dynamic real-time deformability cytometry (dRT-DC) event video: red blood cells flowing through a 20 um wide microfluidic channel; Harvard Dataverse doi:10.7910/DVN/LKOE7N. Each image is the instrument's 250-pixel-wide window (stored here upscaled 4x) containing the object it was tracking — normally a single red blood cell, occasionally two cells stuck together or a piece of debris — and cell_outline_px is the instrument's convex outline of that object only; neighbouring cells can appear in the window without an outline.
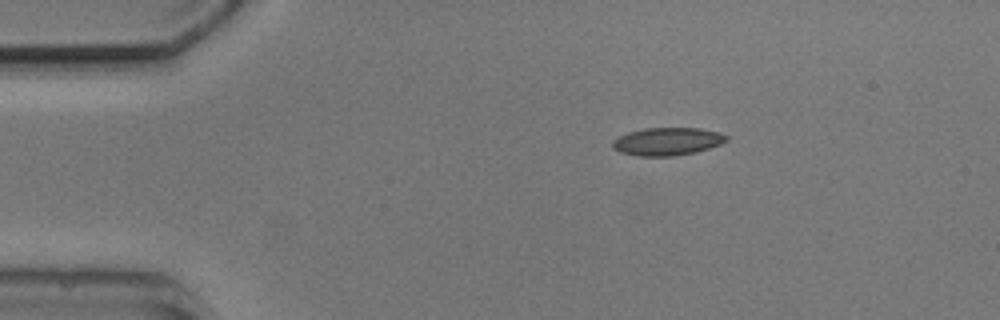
{"species": "common noctule bat (a hibernating species)", "species_latin": "Nyctalus noctula", "temperature_condition": "cold", "stored_images_in_passage": 4, "camera_frame_rate_fps": 3000, "um_per_image_px": 0.085, "animal": {"sex": "male", "body_mass_g": 20.5, "forearm_length_mm": 52.5}, "frame": {"image": 1, "passage_image": 1, "time_ms": 0.0, "image_size_px": [1000, 320], "cell_outline_px": [[728, 140], [720, 144], [696, 152], [676, 156], [640, 156], [620, 152], [612, 148], [612, 140], [628, 132], [644, 128], [700, 128], [716, 132], [728, 136]], "centroid_in_image_um": [56.7, 12.03], "position_along_channel_um": 28.3, "area_um2": 18.44}}
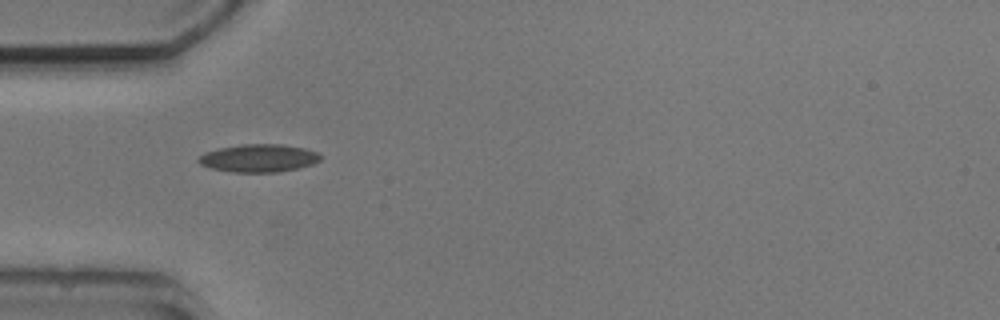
{"frame": {"image": 2, "passage_image": 3, "time_ms": 2.333, "image_size_px": [1000, 320], "cell_outline_px": [[324, 156], [320, 160], [312, 164], [300, 168], [280, 172], [232, 172], [212, 168], [200, 164], [196, 160], [204, 152], [220, 148], [244, 144], [280, 144], [304, 148], [316, 152]], "centroid_in_image_um": [22.01, 13.44], "position_along_channel_um": 63.0, "area_um2": 19.83}}